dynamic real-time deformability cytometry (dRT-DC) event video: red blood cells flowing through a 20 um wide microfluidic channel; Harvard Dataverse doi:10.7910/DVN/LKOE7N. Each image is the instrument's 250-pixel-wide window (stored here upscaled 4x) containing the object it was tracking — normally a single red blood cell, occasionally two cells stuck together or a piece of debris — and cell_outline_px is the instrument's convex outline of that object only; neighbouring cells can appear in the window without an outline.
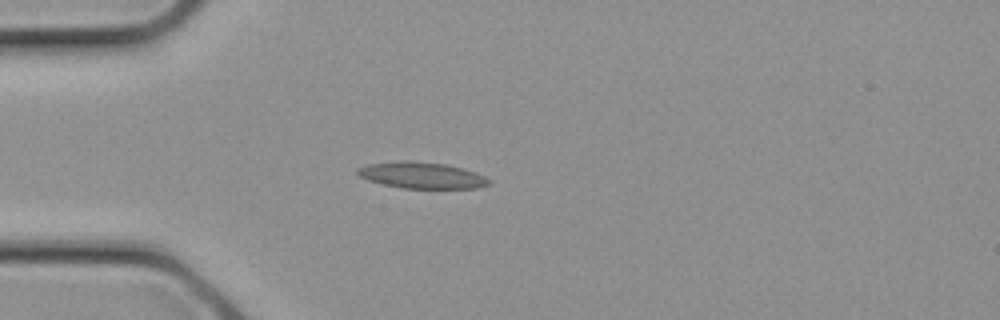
{"species": "common noctule bat (a hibernating species)", "species_latin": "Nyctalus noctula", "temperature_condition": "cold", "stored_images_in_passage": 22, "camera_frame_rate_fps": 3000, "um_per_image_px": 0.085, "animal": {"sex": "female", "body_mass_g": 21.9}, "frame": {"image": 1, "passage_image": 3, "time_ms": 0.667, "image_size_px": [1000, 320], "cell_outline_px": [[492, 180], [488, 184], [476, 188], [400, 188], [368, 180], [360, 176], [356, 172], [356, 168], [368, 164], [400, 160], [408, 160], [444, 164], [476, 172]], "centroid_in_image_um": [35.82, 14.89], "position_along_channel_um": 49.2, "area_um2": 20.06}}
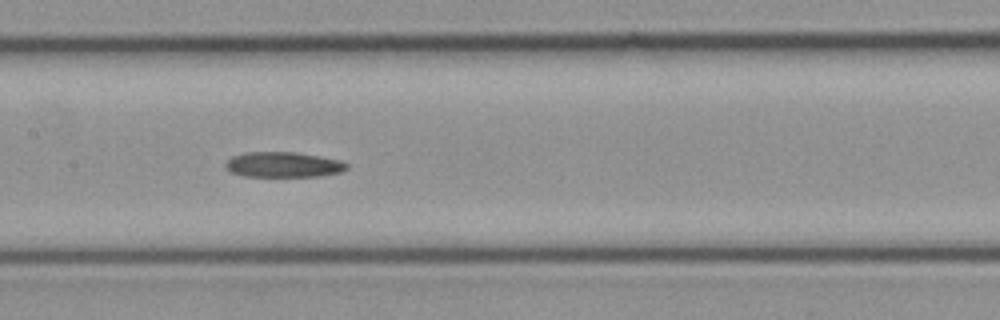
{"frame": {"image": 2, "passage_image": 9, "time_ms": 2.667, "image_size_px": [1000, 320], "cell_outline_px": [[348, 168], [340, 172], [320, 176], [244, 176], [232, 172], [224, 168], [224, 164], [232, 156], [244, 152], [296, 152], [320, 156], [340, 160], [348, 164]], "centroid_in_image_um": [24.07, 13.99], "position_along_channel_um": 183.3, "area_um2": 17.92}}
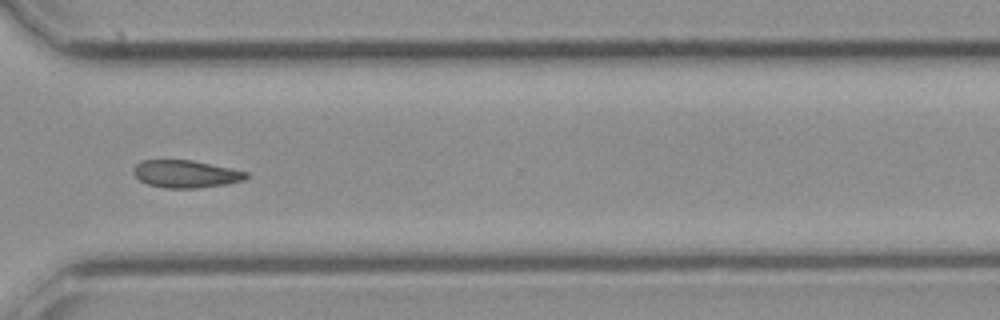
{"frame": {"image": 3, "passage_image": 16, "time_ms": 5.0, "image_size_px": [1000, 320], "cell_outline_px": [[248, 176], [244, 180], [224, 184], [196, 188], [164, 188], [148, 184], [140, 180], [132, 172], [132, 168], [140, 160], [192, 160], [248, 172]], "centroid_in_image_um": [15.74, 14.78], "position_along_channel_um": 354.9, "area_um2": 17.98}}